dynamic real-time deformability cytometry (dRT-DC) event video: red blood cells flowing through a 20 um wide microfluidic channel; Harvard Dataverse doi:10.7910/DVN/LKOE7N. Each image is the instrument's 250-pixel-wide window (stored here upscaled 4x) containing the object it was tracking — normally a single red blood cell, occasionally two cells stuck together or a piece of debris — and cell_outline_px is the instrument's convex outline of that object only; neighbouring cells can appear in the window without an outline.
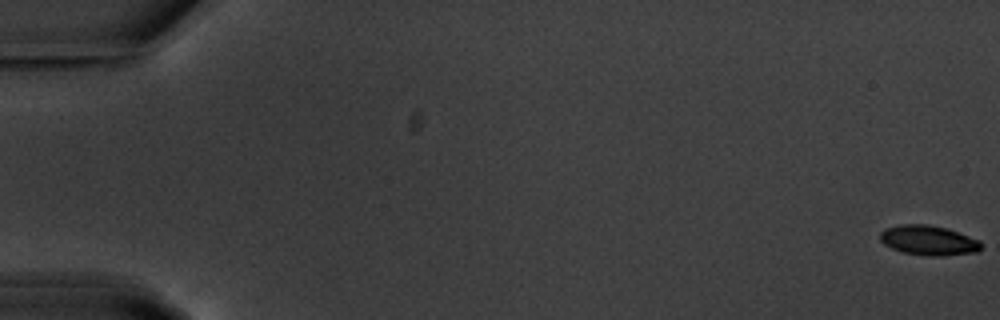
{"species": "common noctule bat (a hibernating species)", "species_latin": "Nyctalus noctula", "temperature_condition": "warm", "stored_images_in_passage": 57, "camera_frame_rate_fps": 3000, "um_per_image_px": 0.085, "animal": {"sex": "male", "body_mass_g": 20.1, "forearm_length_mm": 53.5}, "frame": {"image": 1, "passage_image": 1, "time_ms": 0.0, "image_size_px": [1000, 320], "cell_outline_px": [[980, 248], [976, 252], [944, 256], [928, 256], [904, 252], [892, 248], [884, 244], [880, 240], [880, 232], [884, 228], [900, 224], [928, 224], [944, 228], [980, 240]], "centroid_in_image_um": [78.88, 20.43], "position_along_channel_um": 6.1, "area_um2": 17.4}}
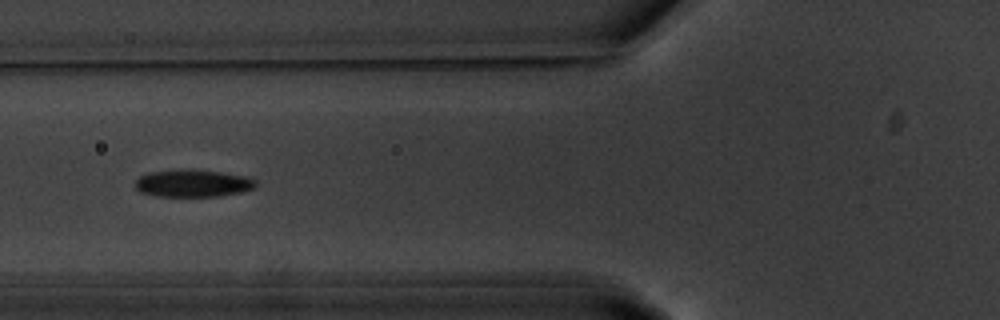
{"frame": {"image": 2, "passage_image": 23, "time_ms": 7.333, "image_size_px": [1000, 320], "cell_outline_px": [[256, 184], [252, 188], [244, 192], [220, 196], [156, 196], [140, 192], [132, 184], [140, 176], [148, 172], [188, 168], [192, 168], [248, 176], [256, 180]], "centroid_in_image_um": [16.38, 15.56], "position_along_channel_um": 109.4, "area_um2": 19.59}}
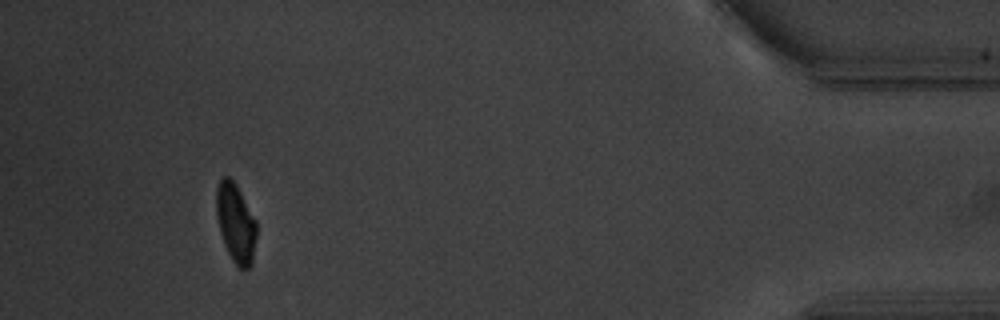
{"frame": {"image": 3, "passage_image": 53, "time_ms": 17.333, "image_size_px": [1000, 320], "cell_outline_px": [[256, 236], [252, 264], [248, 268], [240, 268], [232, 260], [224, 244], [220, 232], [216, 216], [216, 188], [220, 180], [224, 176], [228, 176], [236, 184], [256, 220]], "centroid_in_image_um": [20.03, 18.94], "position_along_channel_um": 415.2, "area_um2": 18.44}, "authors_computed_cell_mechanics": {"area_um2": 18.6694, "velocity_mm_per_s": 3.6628, "shape_relaxation_time_tau1_ms": 2.2906, "shape_relaxation_time_tau2_ms": 3.3404, "deformation_change_tau1": 0.1301, "deformation_change_tau2": 0.066}}